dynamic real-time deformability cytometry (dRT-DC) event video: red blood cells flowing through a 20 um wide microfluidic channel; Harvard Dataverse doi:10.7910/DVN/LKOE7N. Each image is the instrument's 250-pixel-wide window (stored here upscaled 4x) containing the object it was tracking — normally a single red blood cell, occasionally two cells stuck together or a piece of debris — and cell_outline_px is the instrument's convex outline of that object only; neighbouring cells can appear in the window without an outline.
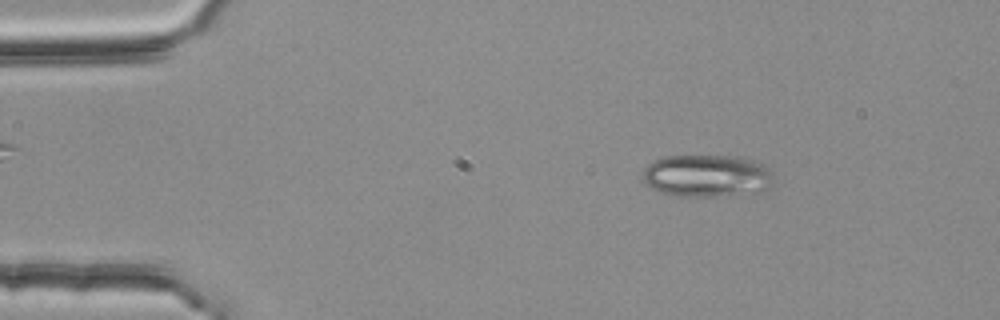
{"species": "common noctule bat (a hibernating species)", "species_latin": "Nyctalus noctula", "temperature_condition": "room temperature", "stored_images_in_passage": 51, "camera_frame_rate_fps": 3000, "um_per_image_px": 0.085, "animal": {"sex": "female", "body_mass_g": 25.1}, "frame": {"image": 1, "passage_image": 5, "time_ms": 1.333, "image_size_px": [1000, 320], "cell_outline_px": [[772, 184], [768, 188], [760, 192], [716, 196], [680, 196], [660, 192], [644, 184], [644, 168], [652, 160], [664, 156], [740, 156], [764, 164], [772, 172]], "centroid_in_image_um": [60.09, 14.93], "position_along_channel_um": 24.9, "area_um2": 32.48}}
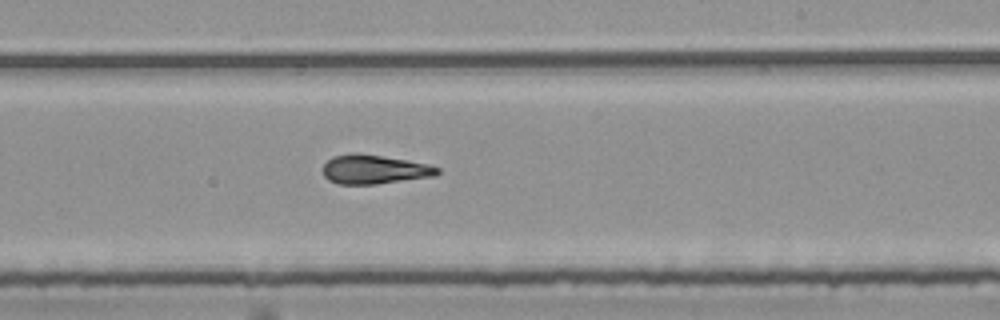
{"frame": {"image": 2, "passage_image": 29, "time_ms": 9.333, "image_size_px": [1000, 320], "cell_outline_px": [[440, 172], [436, 176], [376, 184], [336, 184], [328, 180], [324, 176], [324, 164], [332, 156], [352, 152], [356, 152], [428, 164], [440, 168]], "centroid_in_image_um": [31.8, 14.4], "position_along_channel_um": 257.2, "area_um2": 19.42}}
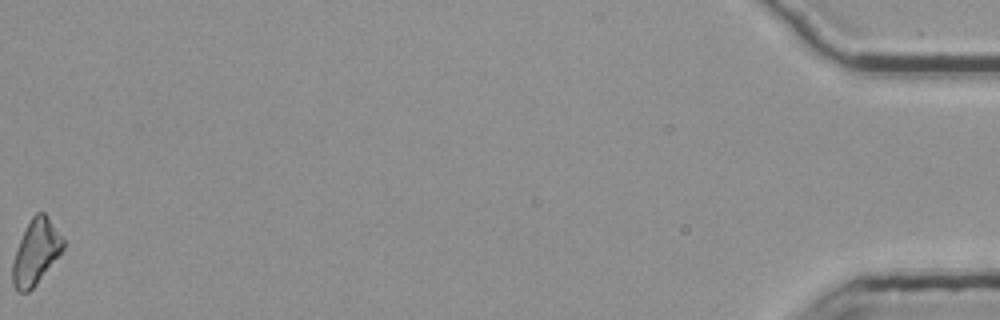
{"frame": {"image": 3, "passage_image": 51, "time_ms": 16.667, "image_size_px": [1000, 320], "cell_outline_px": [[64, 248], [36, 284], [28, 292], [16, 292], [12, 284], [12, 260], [20, 240], [32, 216], [36, 212], [44, 212], [48, 216], [64, 240]], "centroid_in_image_um": [3.02, 21.44], "position_along_channel_um": 432.2, "area_um2": 18.9}, "authors_computed_cell_mechanics": {"area_um2": 19.5364, "velocity_mm_per_s": 3.7905, "shape_relaxation_time_tau1_ms": 4.6924, "shape_relaxation_time_tau2_ms": 1.7936, "deformation_change_tau1": 0.177, "deformation_change_tau2": 0.1013}}